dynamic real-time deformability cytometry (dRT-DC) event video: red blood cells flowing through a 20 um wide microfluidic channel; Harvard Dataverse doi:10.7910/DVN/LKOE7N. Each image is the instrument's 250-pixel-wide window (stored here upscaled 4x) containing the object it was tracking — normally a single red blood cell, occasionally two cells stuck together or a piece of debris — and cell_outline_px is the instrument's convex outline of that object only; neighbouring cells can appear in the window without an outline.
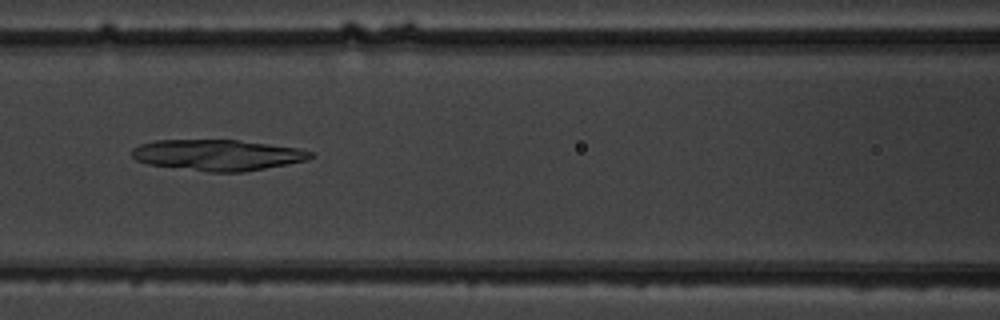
{"species": "common noctule bat (a hibernating species)", "species_latin": "Nyctalus noctula", "temperature_condition": "warm", "stored_images_in_passage": 8, "camera_frame_rate_fps": 3000, "um_per_image_px": 0.085, "animal": {"sex": "male", "body_mass_g": 19.5, "forearm_length_mm": 54.6}, "frame": {"image": 1, "passage_image": 6, "time_ms": 5.667, "image_size_px": [1000, 320], "cell_outline_px": [[316, 156], [308, 160], [288, 164], [244, 172], [208, 172], [148, 164], [136, 160], [132, 156], [132, 148], [140, 144], [156, 140], [240, 140], [300, 148], [312, 152]], "centroid_in_image_um": [18.53, 13.18], "position_along_channel_um": 148.1, "area_um2": 32.43}}
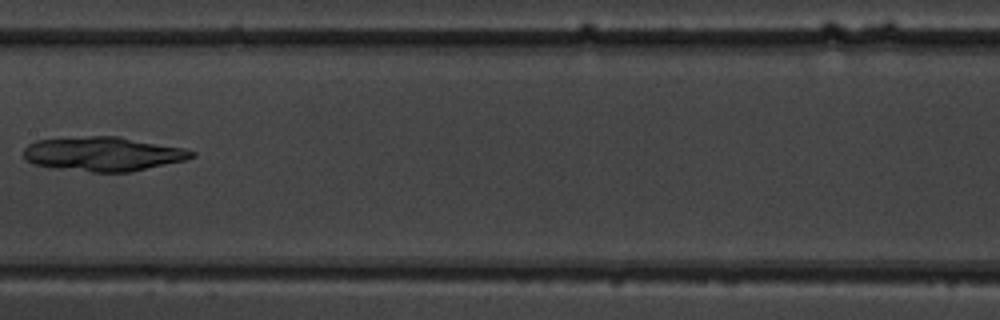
{"frame": {"image": 2, "passage_image": 7, "time_ms": 7.0, "image_size_px": [1000, 320], "cell_outline_px": [[196, 156], [184, 160], [128, 172], [92, 172], [52, 168], [32, 164], [24, 156], [24, 148], [28, 144], [36, 140], [88, 136], [120, 136], [184, 148], [196, 152]], "centroid_in_image_um": [8.75, 13.08], "position_along_channel_um": 198.7, "area_um2": 33.58}}
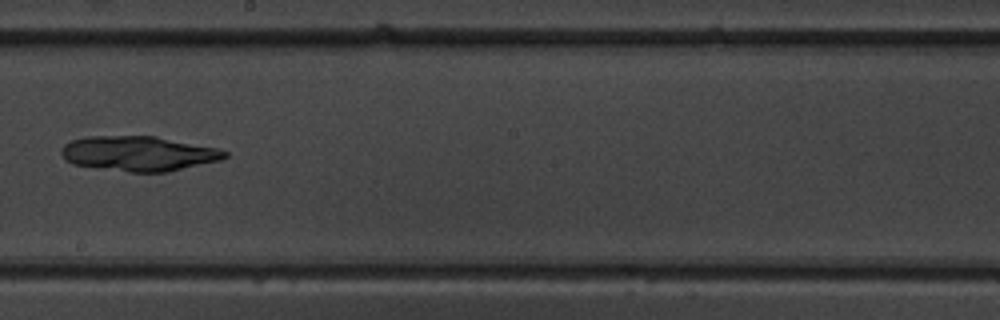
{"frame": {"image": 3, "passage_image": 8, "time_ms": 8.0, "image_size_px": [1000, 320], "cell_outline_px": [[228, 156], [220, 160], [168, 172], [128, 172], [72, 164], [64, 160], [60, 152], [64, 144], [72, 140], [84, 136], [156, 136], [216, 148], [228, 152]], "centroid_in_image_um": [11.75, 13.05], "position_along_channel_um": 236.5, "area_um2": 33.29}}